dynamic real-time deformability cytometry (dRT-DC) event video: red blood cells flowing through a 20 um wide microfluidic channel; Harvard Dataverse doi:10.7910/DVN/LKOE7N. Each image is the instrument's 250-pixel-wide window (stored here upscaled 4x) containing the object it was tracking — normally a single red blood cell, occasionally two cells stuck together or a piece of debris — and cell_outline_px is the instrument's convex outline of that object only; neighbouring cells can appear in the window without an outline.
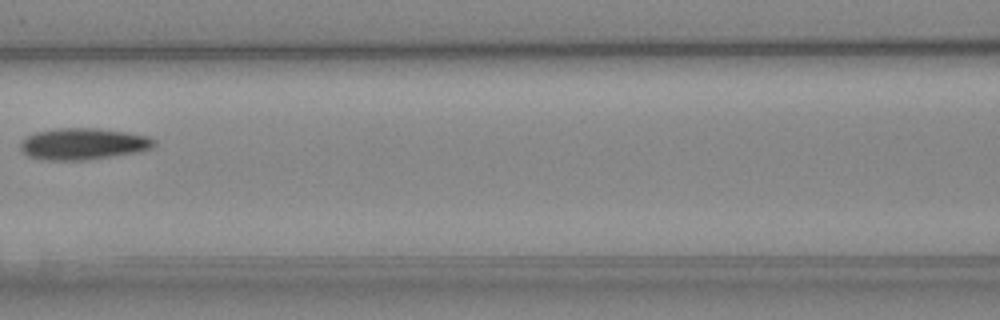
{"species": "Egyptian fruit bat (a non-hibernating species)", "species_latin": "Rousettus aegyptiacus", "temperature_condition": "cold", "stored_images_in_passage": 6, "camera_frame_rate_fps": 3000, "um_per_image_px": 0.085, "animal": {"sex": "female"}, "frame": {"image": 1, "passage_image": 6, "time_ms": 6.667, "image_size_px": [1000, 320], "cell_outline_px": [[156, 144], [152, 148], [140, 152], [80, 160], [44, 160], [28, 156], [20, 148], [20, 140], [36, 132], [56, 128], [96, 128], [124, 132], [148, 136], [156, 140]], "centroid_in_image_um": [7.06, 12.23], "position_along_channel_um": 159.5, "area_um2": 24.51}}